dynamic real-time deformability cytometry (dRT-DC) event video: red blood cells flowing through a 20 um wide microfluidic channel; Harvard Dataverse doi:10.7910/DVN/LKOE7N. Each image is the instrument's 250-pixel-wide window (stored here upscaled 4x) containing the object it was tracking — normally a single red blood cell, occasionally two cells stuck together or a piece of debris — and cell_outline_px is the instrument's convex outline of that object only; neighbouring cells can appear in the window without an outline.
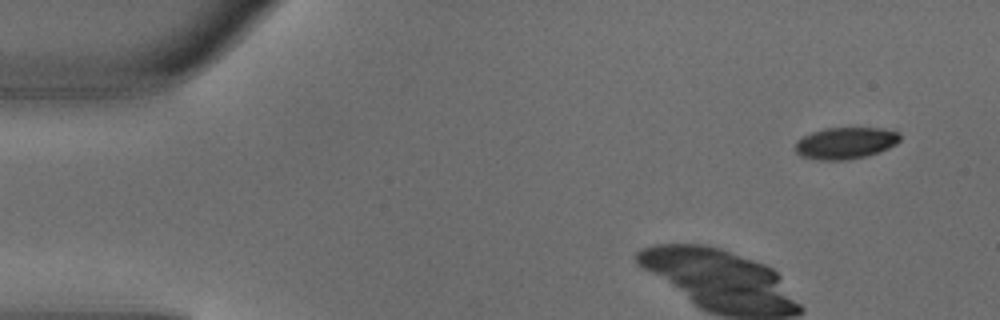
{"species": "common noctule bat (a hibernating species)", "species_latin": "Nyctalus noctula", "temperature_condition": "warm", "stored_images_in_passage": 3, "camera_frame_rate_fps": 3000, "um_per_image_px": 0.085, "animal": {"sex": "male", "body_mass_g": 18.8}, "frame": {"image": 1, "passage_image": 1, "time_ms": 0.0, "image_size_px": [1000, 320], "cell_outline_px": [[900, 140], [896, 144], [888, 148], [864, 156], [844, 160], [820, 160], [800, 156], [796, 152], [796, 140], [812, 132], [824, 128], [884, 128], [900, 132]], "centroid_in_image_um": [71.86, 12.15], "position_along_channel_um": 13.1, "area_um2": 19.25}}